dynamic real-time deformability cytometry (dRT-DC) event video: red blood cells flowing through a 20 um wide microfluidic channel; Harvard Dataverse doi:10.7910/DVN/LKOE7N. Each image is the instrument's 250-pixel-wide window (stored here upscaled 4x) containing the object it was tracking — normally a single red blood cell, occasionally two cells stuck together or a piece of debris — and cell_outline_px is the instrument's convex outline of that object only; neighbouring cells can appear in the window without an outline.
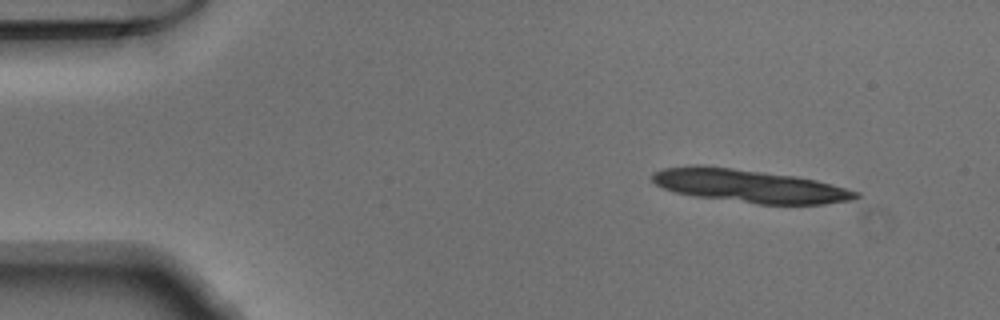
{"species": "Egyptian fruit bat (a non-hibernating species)", "species_latin": "Rousettus aegyptiacus", "temperature_condition": "warm", "stored_images_in_passage": 9, "camera_frame_rate_fps": 3000, "um_per_image_px": 0.085, "animal": {"sex": "male"}, "frame": {"image": 1, "passage_image": 1, "time_ms": 0.0, "image_size_px": [1000, 320], "cell_outline_px": [[860, 196], [852, 200], [824, 204], [756, 204], [696, 196], [676, 192], [664, 188], [656, 184], [652, 180], [652, 172], [664, 168], [696, 164], [764, 172], [792, 176], [816, 180], [832, 184], [860, 192]], "centroid_in_image_um": [63.7, 15.81], "position_along_channel_um": 21.3, "area_um2": 38.96}}